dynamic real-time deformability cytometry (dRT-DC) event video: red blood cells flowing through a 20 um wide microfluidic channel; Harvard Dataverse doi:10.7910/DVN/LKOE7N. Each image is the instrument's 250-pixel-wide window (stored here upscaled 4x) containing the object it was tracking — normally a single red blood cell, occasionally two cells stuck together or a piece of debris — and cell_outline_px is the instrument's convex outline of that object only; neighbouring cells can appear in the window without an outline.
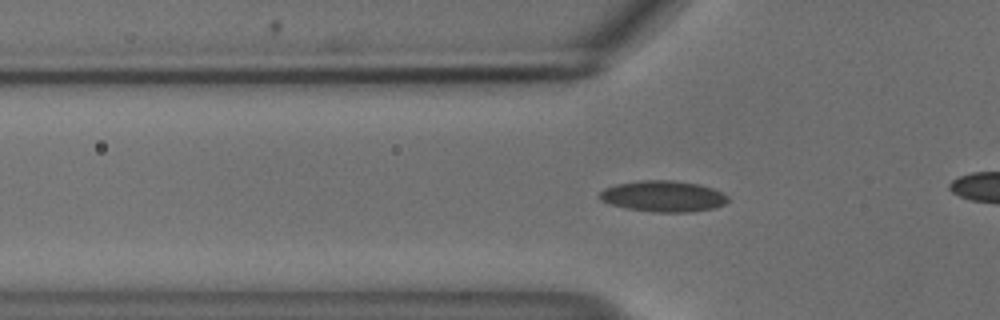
{"species": "common noctule bat (a hibernating species)", "species_latin": "Nyctalus noctula", "temperature_condition": "cold", "stored_images_in_passage": 37, "camera_frame_rate_fps": 3000, "um_per_image_px": 0.085, "animal": {"sex": "male", "body_mass_g": 18.8}, "frame": {"image": 1, "passage_image": 10, "time_ms": 3.0, "image_size_px": [1000, 320], "cell_outline_px": [[728, 200], [724, 204], [716, 208], [692, 212], [652, 212], [628, 208], [612, 204], [600, 200], [600, 192], [604, 188], [616, 184], [640, 180], [672, 180], [700, 184], [712, 188], [728, 196]], "centroid_in_image_um": [56.39, 16.68], "position_along_channel_um": 69.4, "area_um2": 23.24}}
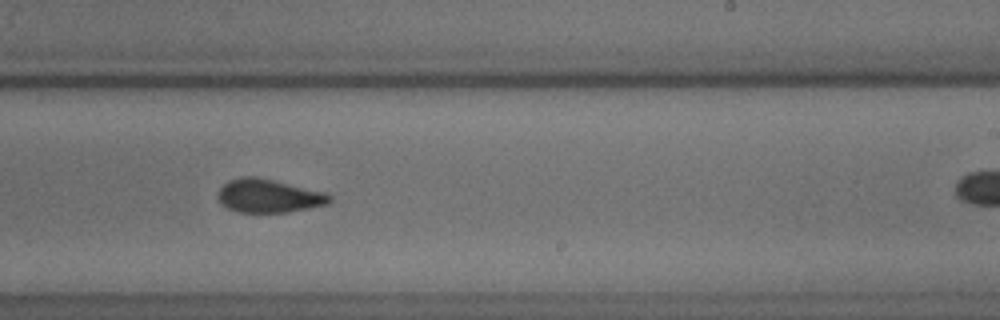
{"frame": {"image": 2, "passage_image": 26, "time_ms": 8.333, "image_size_px": [1000, 320], "cell_outline_px": [[332, 200], [328, 204], [308, 208], [284, 212], [240, 212], [228, 208], [220, 204], [216, 196], [220, 188], [228, 180], [240, 176], [256, 176], [328, 192], [332, 196]], "centroid_in_image_um": [22.84, 16.63], "position_along_channel_um": 266.2, "area_um2": 22.02}}
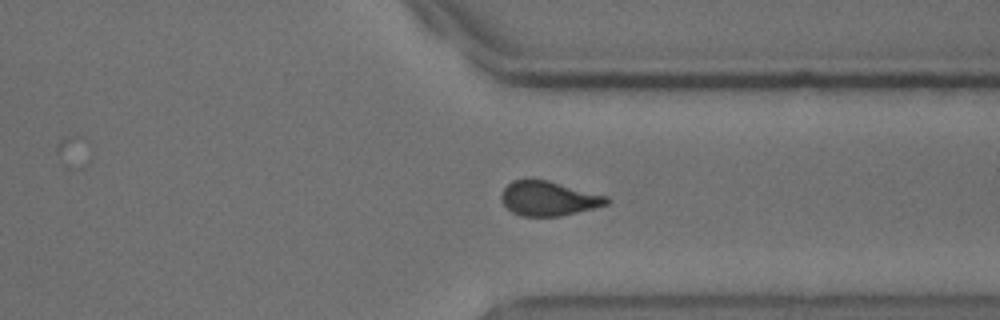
{"frame": {"image": 3, "passage_image": 34, "time_ms": 11.0, "image_size_px": [1000, 320], "cell_outline_px": [[612, 200], [608, 204], [560, 216], [520, 216], [512, 212], [500, 200], [500, 196], [504, 188], [512, 180], [528, 176], [548, 180], [608, 196]], "centroid_in_image_um": [46.59, 16.83], "position_along_channel_um": 364.8, "area_um2": 21.62}}